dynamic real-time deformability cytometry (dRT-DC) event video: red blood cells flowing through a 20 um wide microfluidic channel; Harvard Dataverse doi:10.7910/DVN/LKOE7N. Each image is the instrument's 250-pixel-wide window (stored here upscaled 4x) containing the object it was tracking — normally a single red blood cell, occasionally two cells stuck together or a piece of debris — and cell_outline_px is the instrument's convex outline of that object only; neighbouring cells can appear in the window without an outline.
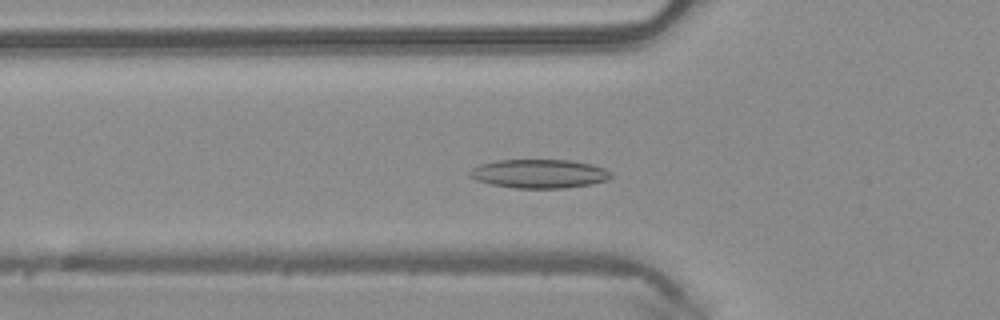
{"species": "common noctule bat (a hibernating species)", "species_latin": "Nyctalus noctula", "temperature_condition": "warm", "stored_images_in_passage": 49, "camera_frame_rate_fps": 3000, "um_per_image_px": 0.085, "animal": {"sex": "male", "body_mass_g": 20.4}, "frame": {"image": 1, "passage_image": 16, "time_ms": 5.0, "image_size_px": [1000, 320], "cell_outline_px": [[612, 176], [608, 180], [592, 184], [564, 188], [516, 188], [492, 184], [476, 180], [468, 176], [468, 172], [472, 168], [480, 164], [496, 160], [572, 160], [592, 164], [604, 168], [612, 172]], "centroid_in_image_um": [45.85, 14.76], "position_along_channel_um": 80.0, "area_um2": 23.87}}
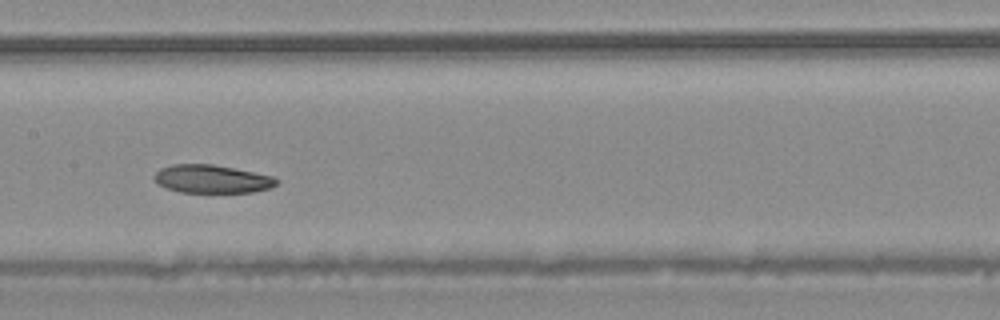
{"frame": {"image": 2, "passage_image": 24, "time_ms": 7.667, "image_size_px": [1000, 320], "cell_outline_px": [[280, 180], [272, 188], [252, 192], [180, 192], [156, 184], [152, 176], [160, 168], [172, 164], [212, 164], [272, 176]], "centroid_in_image_um": [17.98, 15.21], "position_along_channel_um": 189.4, "area_um2": 20.06}}
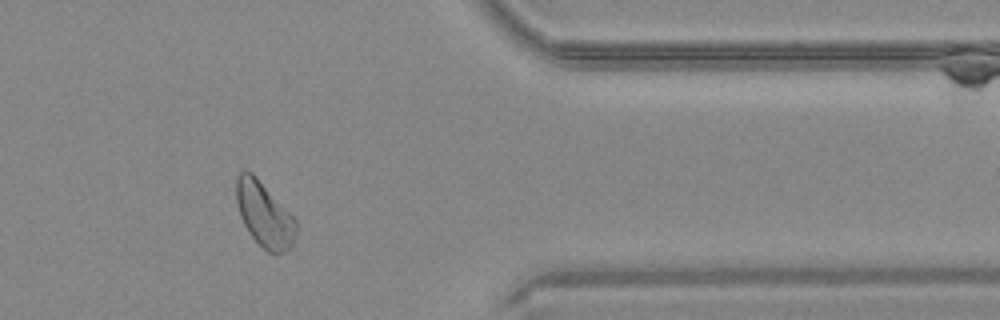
{"frame": {"image": 3, "passage_image": 40, "time_ms": 13.0, "image_size_px": [1000, 320], "cell_outline_px": [[296, 228], [292, 244], [284, 252], [268, 252], [248, 232], [240, 216], [236, 200], [236, 176], [244, 168], [252, 172], [256, 176], [296, 220]], "centroid_in_image_um": [22.42, 18.18], "position_along_channel_um": 389.0, "area_um2": 22.2}}